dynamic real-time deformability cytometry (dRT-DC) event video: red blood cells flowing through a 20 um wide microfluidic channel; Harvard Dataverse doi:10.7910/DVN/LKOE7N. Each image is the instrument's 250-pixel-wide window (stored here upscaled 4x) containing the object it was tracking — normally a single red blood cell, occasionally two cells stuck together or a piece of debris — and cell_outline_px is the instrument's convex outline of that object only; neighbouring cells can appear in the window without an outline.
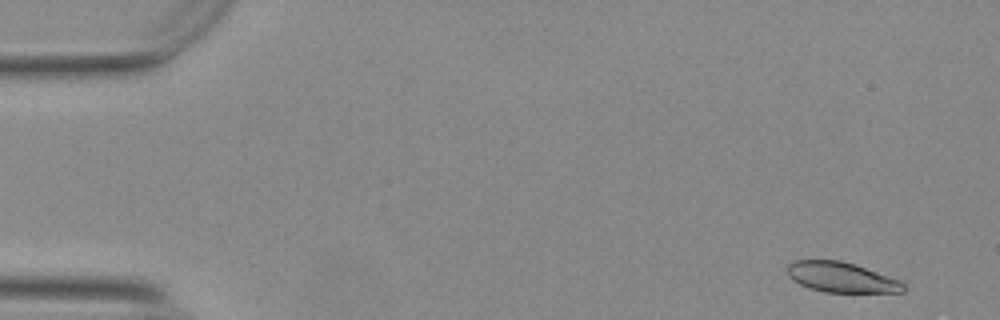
{"species": "Egyptian fruit bat (a non-hibernating species)", "species_latin": "Rousettus aegyptiacus", "temperature_condition": "warm", "stored_images_in_passage": 27, "camera_frame_rate_fps": 3000, "um_per_image_px": 0.085, "animal": {"sex": "female"}, "frame": {"image": 1, "passage_image": 3, "time_ms": 0.667, "image_size_px": [1000, 320], "cell_outline_px": [[904, 292], [824, 292], [808, 288], [792, 280], [788, 276], [788, 264], [792, 260], [840, 260], [904, 280]], "centroid_in_image_um": [71.53, 23.57], "position_along_channel_um": 13.5, "area_um2": 20.58}}
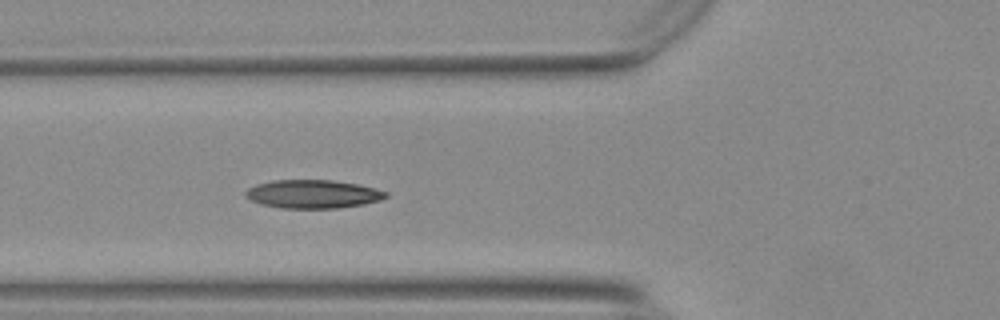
{"frame": {"image": 2, "passage_image": 20, "time_ms": 6.333, "image_size_px": [1000, 320], "cell_outline_px": [[388, 196], [380, 200], [364, 204], [340, 208], [280, 208], [260, 204], [244, 196], [244, 192], [248, 188], [256, 184], [272, 180], [332, 180], [356, 184], [376, 188], [388, 192]], "centroid_in_image_um": [26.58, 16.49], "position_along_channel_um": 99.2, "area_um2": 23.35}}
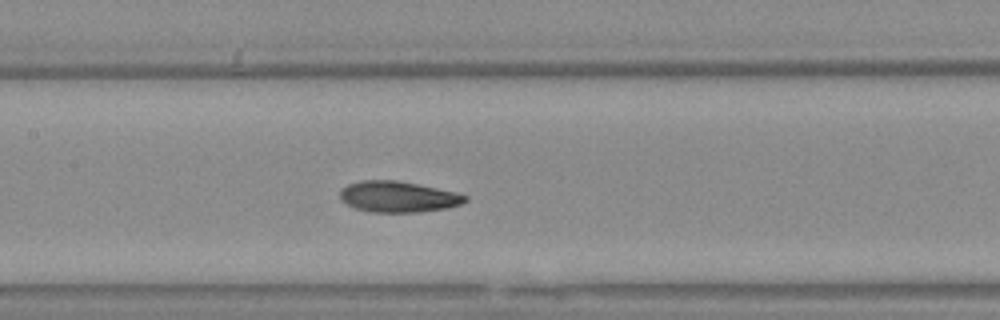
{"frame": {"image": 3, "passage_image": 26, "time_ms": 8.333, "image_size_px": [1000, 320], "cell_outline_px": [[468, 200], [460, 204], [448, 208], [416, 212], [368, 212], [356, 208], [340, 200], [340, 188], [348, 184], [360, 180], [396, 180], [456, 192], [468, 196]], "centroid_in_image_um": [33.81, 16.72], "position_along_channel_um": 173.6, "area_um2": 22.6}}